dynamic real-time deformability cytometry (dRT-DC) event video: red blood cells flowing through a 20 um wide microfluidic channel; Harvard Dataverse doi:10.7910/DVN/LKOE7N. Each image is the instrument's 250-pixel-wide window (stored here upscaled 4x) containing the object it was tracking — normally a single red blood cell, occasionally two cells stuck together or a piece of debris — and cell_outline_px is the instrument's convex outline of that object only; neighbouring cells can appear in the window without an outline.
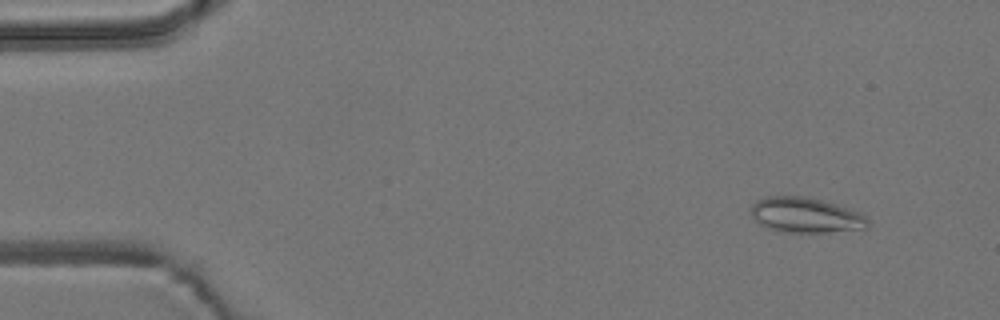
{"species": "common noctule bat (a hibernating species)", "species_latin": "Nyctalus noctula", "temperature_condition": "room temperature", "stored_images_in_passage": 54, "camera_frame_rate_fps": 3000, "um_per_image_px": 0.085, "animal": {"sex": "male", "body_mass_g": 19.2, "forearm_length_mm": 51.8}, "frame": {"image": 1, "passage_image": 4, "time_ms": 1.0, "image_size_px": [1000, 320], "cell_outline_px": [[872, 224], [868, 228], [824, 232], [776, 232], [760, 224], [752, 216], [752, 204], [756, 200], [768, 196], [804, 196], [836, 204], [860, 212]], "centroid_in_image_um": [68.49, 18.29], "position_along_channel_um": 16.5, "area_um2": 23.99}}
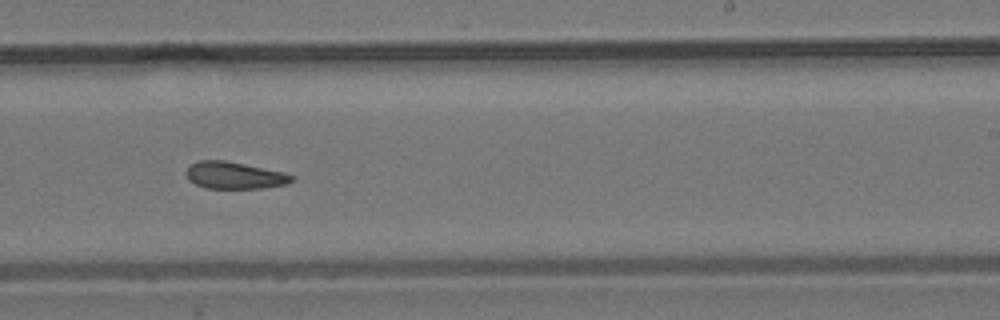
{"frame": {"image": 2, "passage_image": 33, "time_ms": 10.667, "image_size_px": [1000, 320], "cell_outline_px": [[292, 180], [288, 184], [260, 188], [204, 188], [188, 180], [188, 168], [192, 164], [200, 160], [224, 160], [284, 172], [292, 176]], "centroid_in_image_um": [19.93, 14.91], "position_along_channel_um": 269.1, "area_um2": 16.3}}
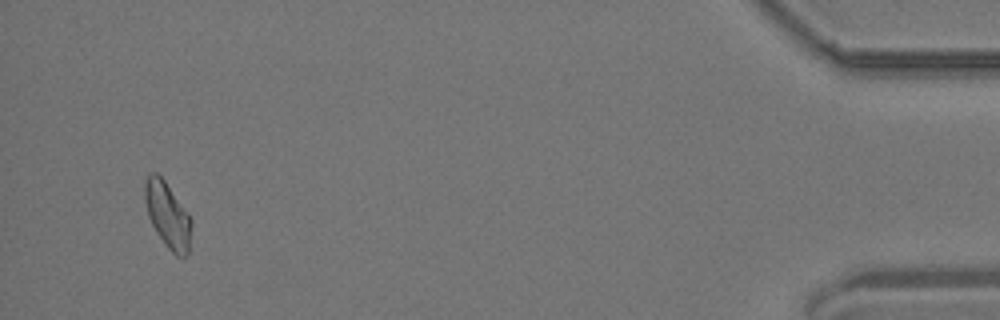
{"frame": {"image": 3, "passage_image": 52, "time_ms": 17.0, "image_size_px": [1000, 320], "cell_outline_px": [[192, 224], [188, 252], [184, 256], [176, 256], [168, 248], [156, 232], [148, 216], [144, 200], [144, 180], [152, 172], [156, 172], [164, 180], [192, 220]], "centroid_in_image_um": [14.22, 18.27], "position_along_channel_um": 421.0, "area_um2": 17.57}, "authors_computed_cell_mechanics": {"area_um2": 17.5712, "velocity_mm_per_s": 3.6952, "shape_relaxation_time_tau1_ms": null, "shape_relaxation_time_tau2_ms": 4.6677, "deformation_change_tau1": null, "deformation_change_tau2": 0.1049}}